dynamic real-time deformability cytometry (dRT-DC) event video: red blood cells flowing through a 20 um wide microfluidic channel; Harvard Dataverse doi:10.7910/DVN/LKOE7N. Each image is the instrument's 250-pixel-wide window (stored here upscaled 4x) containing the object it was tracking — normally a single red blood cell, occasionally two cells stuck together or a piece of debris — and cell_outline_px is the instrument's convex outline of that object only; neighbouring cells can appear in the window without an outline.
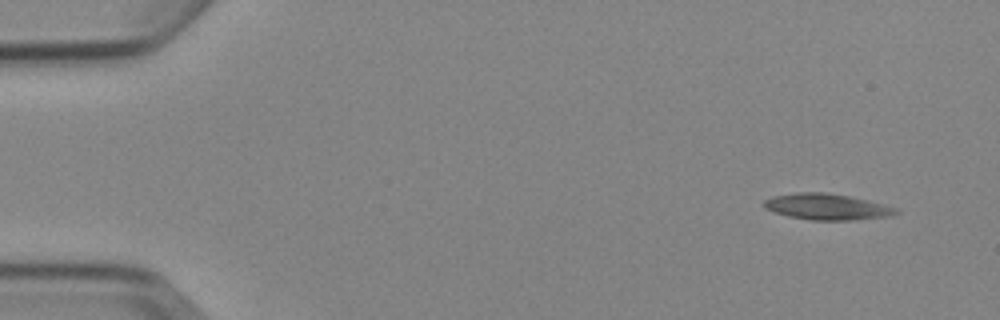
{"species": "Egyptian fruit bat (a non-hibernating species)", "species_latin": "Rousettus aegyptiacus", "temperature_condition": "cold", "stored_images_in_passage": 5, "segment_of_instrument_passage": [1, 2], "camera_frame_rate_fps": 3000, "um_per_image_px": 0.085, "animal": {"sex": "female"}, "frame": {"image": 1, "passage_image": 1, "time_ms": 0.0, "image_size_px": [1000, 320], "cell_outline_px": [[900, 212], [888, 216], [856, 220], [812, 220], [788, 216], [764, 208], [760, 204], [764, 200], [772, 196], [800, 192], [828, 192], [868, 200], [900, 208]], "centroid_in_image_um": [70.29, 17.57], "position_along_channel_um": 14.7, "area_um2": 20.23}}
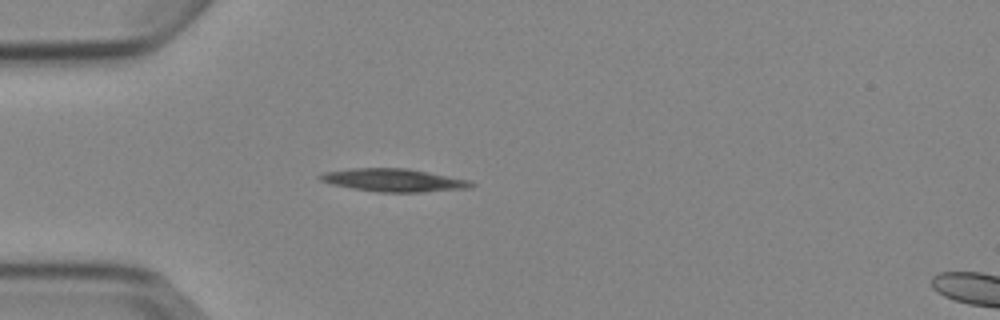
{"frame": {"image": 2, "passage_image": 4, "time_ms": 3.667, "image_size_px": [1000, 320], "cell_outline_px": [[476, 184], [472, 188], [424, 192], [376, 192], [352, 188], [332, 184], [320, 180], [316, 176], [320, 172], [352, 168], [408, 168], [472, 180]], "centroid_in_image_um": [33.49, 15.31], "position_along_channel_um": 51.5, "area_um2": 20.58}}